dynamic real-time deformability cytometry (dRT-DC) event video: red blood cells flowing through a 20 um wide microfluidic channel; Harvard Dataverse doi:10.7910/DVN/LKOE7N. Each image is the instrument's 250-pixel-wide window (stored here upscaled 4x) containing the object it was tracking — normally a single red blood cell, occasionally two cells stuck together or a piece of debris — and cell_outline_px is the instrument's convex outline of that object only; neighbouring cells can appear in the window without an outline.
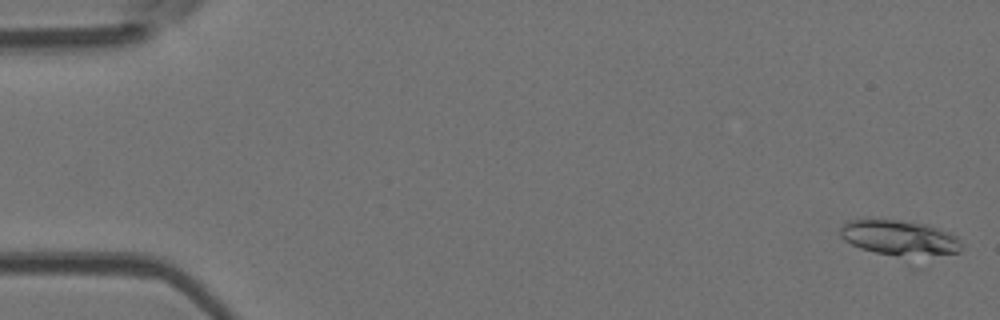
{"species": "Egyptian fruit bat (a non-hibernating species)", "species_latin": "Rousettus aegyptiacus", "temperature_condition": "room temperature", "stored_images_in_passage": 51, "camera_frame_rate_fps": 3000, "um_per_image_px": 0.085, "animal": {"sex": "female"}, "frame": {"image": 1, "passage_image": 1, "time_ms": 0.0, "image_size_px": [1000, 320], "cell_outline_px": [[964, 244], [960, 252], [896, 256], [876, 252], [860, 248], [844, 240], [840, 236], [840, 228], [848, 220], [900, 220], [924, 224], [948, 232], [956, 236]], "centroid_in_image_um": [76.44, 20.2], "position_along_channel_um": 8.6, "area_um2": 24.28}}
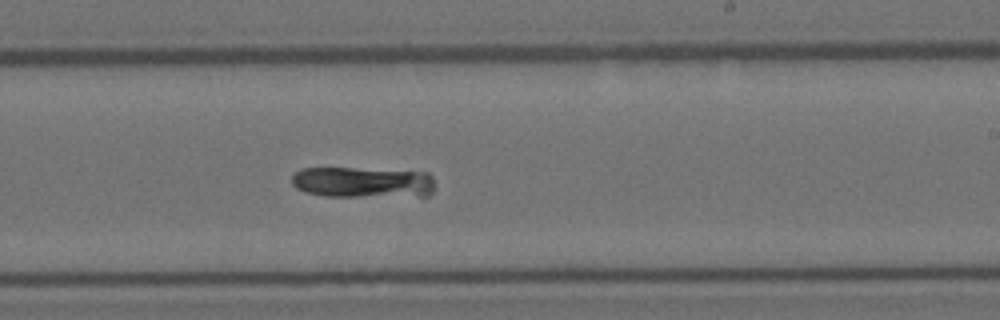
{"frame": {"image": 2, "passage_image": 31, "time_ms": 10.0, "image_size_px": [1000, 320], "cell_outline_px": [[432, 192], [424, 200], [324, 196], [304, 192], [296, 188], [292, 184], [292, 176], [300, 168], [352, 168], [428, 172], [432, 176]], "centroid_in_image_um": [30.95, 15.57], "position_along_channel_um": 258.1, "area_um2": 27.34}}
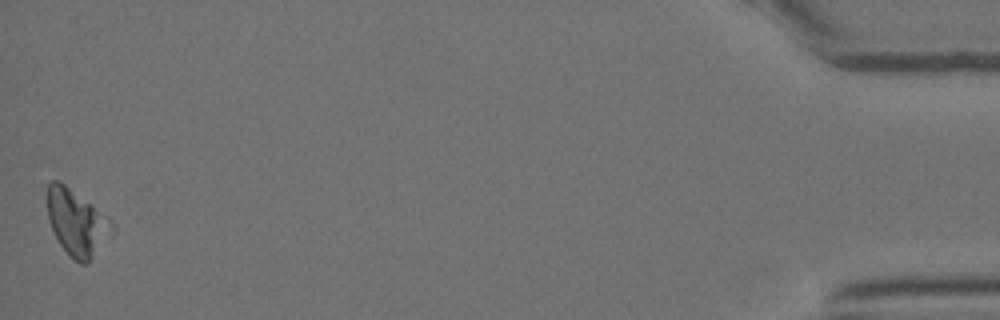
{"frame": {"image": 3, "passage_image": 51, "time_ms": 16.667, "image_size_px": [1000, 320], "cell_outline_px": [[116, 228], [112, 236], [88, 264], [80, 264], [60, 244], [48, 220], [44, 196], [44, 192], [48, 184], [52, 180], [60, 180], [108, 216], [112, 220]], "centroid_in_image_um": [6.53, 18.88], "position_along_channel_um": 428.7, "area_um2": 25.61}}